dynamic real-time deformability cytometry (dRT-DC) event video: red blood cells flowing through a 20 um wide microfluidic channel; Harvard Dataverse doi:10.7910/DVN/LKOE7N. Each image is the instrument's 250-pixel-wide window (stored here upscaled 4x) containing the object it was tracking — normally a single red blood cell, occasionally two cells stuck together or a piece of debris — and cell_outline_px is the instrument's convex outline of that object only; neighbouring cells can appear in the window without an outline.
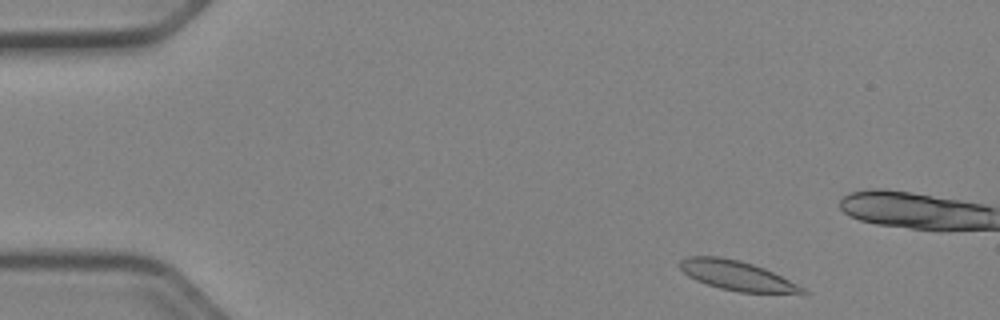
{"species": "Egyptian fruit bat (a non-hibernating species)", "species_latin": "Rousettus aegyptiacus", "temperature_condition": "cold", "stored_images_in_passage": 48, "camera_frame_rate_fps": 3000, "um_per_image_px": 0.085, "animal": {"sex": "female"}, "frame": {"image": 1, "passage_image": 2, "time_ms": 0.333, "image_size_px": [1000, 320], "cell_outline_px": [[808, 292], [804, 296], [740, 292], [720, 288], [696, 280], [688, 276], [680, 268], [680, 260], [688, 256], [720, 256], [740, 260], [764, 268], [804, 288]], "centroid_in_image_um": [62.73, 23.46], "position_along_channel_um": 22.3, "area_um2": 21.5}}
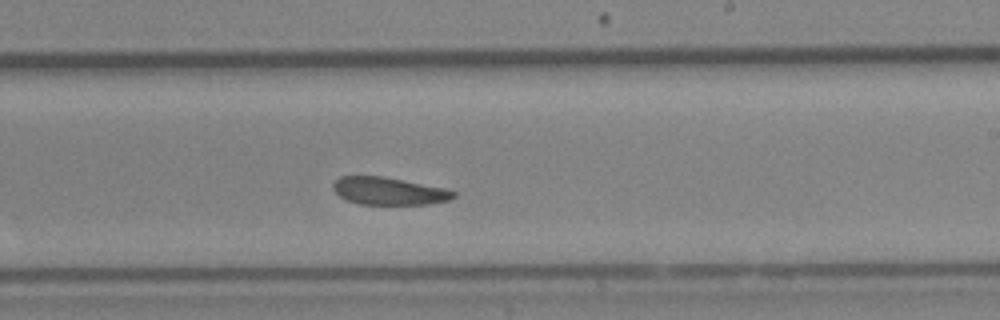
{"frame": {"image": 2, "passage_image": 27, "time_ms": 8.667, "image_size_px": [1000, 320], "cell_outline_px": [[456, 196], [448, 200], [428, 204], [360, 204], [344, 200], [332, 188], [332, 184], [340, 176], [384, 176], [444, 188], [456, 192]], "centroid_in_image_um": [33.02, 16.24], "position_along_channel_um": 256.0, "area_um2": 19.31}}
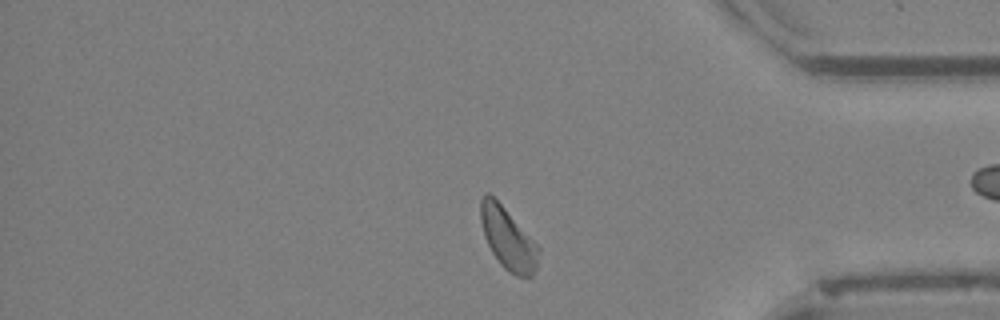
{"frame": {"image": 3, "passage_image": 39, "time_ms": 12.667, "image_size_px": [1000, 320], "cell_outline_px": [[540, 252], [536, 268], [532, 276], [516, 276], [508, 272], [500, 264], [492, 252], [484, 236], [480, 220], [480, 200], [488, 192], [504, 208], [540, 248]], "centroid_in_image_um": [43.17, 20.31], "position_along_channel_um": 392.0, "area_um2": 20.46}, "authors_computed_cell_mechanics": {"area_um2": 21.0103, "velocity_mm_per_s": 3.8963, "shape_relaxation_time_tau1_ms": 8.1542, "shape_relaxation_time_tau2_ms": 3.5106, "deformation_change_tau1": 0.1019, "deformation_change_tau2": 0.0877}}